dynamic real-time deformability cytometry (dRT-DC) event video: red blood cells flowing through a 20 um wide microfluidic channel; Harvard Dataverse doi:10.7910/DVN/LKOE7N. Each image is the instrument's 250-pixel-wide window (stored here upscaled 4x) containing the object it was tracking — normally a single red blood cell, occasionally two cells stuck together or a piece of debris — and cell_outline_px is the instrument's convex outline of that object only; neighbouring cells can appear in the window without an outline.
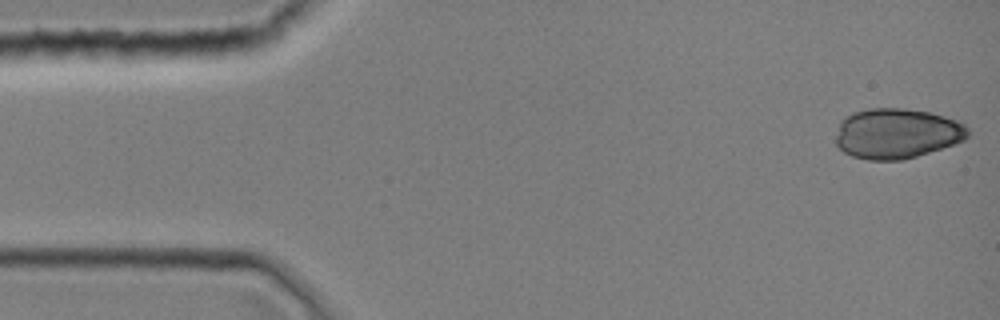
{"species": "common noctule bat (a hibernating species)", "species_latin": "Nyctalus noctula", "temperature_condition": "room temperature", "stored_images_in_passage": 39, "camera_frame_rate_fps": 3000, "um_per_image_px": 0.085, "animal": {"sex": "female", "body_mass_g": 19.0, "forearm_length_mm": 51.5}, "frame": {"image": 1, "passage_image": 1, "time_ms": 0.0, "image_size_px": [1000, 320], "cell_outline_px": [[968, 136], [964, 140], [904, 160], [868, 160], [852, 156], [844, 152], [836, 144], [836, 136], [840, 120], [844, 116], [852, 112], [868, 108], [904, 108], [928, 112], [944, 116], [956, 120], [964, 124], [968, 128]], "centroid_in_image_um": [76.19, 11.33], "position_along_channel_um": 8.8, "area_um2": 38.67}}